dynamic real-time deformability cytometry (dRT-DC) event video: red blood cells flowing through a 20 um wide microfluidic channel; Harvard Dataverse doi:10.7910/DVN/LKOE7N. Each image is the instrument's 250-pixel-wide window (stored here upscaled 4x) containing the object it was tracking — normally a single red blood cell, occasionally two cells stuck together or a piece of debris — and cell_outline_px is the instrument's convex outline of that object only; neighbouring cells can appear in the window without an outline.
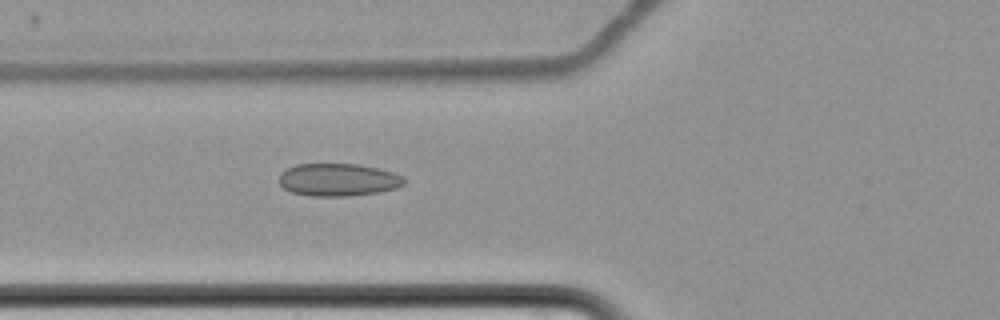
{"species": "common noctule bat (a hibernating species)", "species_latin": "Nyctalus noctula", "temperature_condition": "cold", "stored_images_in_passage": 3, "camera_frame_rate_fps": 3000, "um_per_image_px": 0.085, "animal": {"sex": "female", "body_mass_g": 22.7, "forearm_length_mm": 54.2}, "frame": {"image": 1, "passage_image": 3, "time_ms": 2.333, "image_size_px": [1000, 320], "cell_outline_px": [[404, 184], [396, 188], [376, 192], [348, 196], [312, 196], [292, 192], [284, 188], [280, 184], [280, 176], [288, 168], [296, 164], [356, 164], [380, 168], [404, 176]], "centroid_in_image_um": [28.77, 15.28], "position_along_channel_um": 97.0, "area_um2": 23.58}}